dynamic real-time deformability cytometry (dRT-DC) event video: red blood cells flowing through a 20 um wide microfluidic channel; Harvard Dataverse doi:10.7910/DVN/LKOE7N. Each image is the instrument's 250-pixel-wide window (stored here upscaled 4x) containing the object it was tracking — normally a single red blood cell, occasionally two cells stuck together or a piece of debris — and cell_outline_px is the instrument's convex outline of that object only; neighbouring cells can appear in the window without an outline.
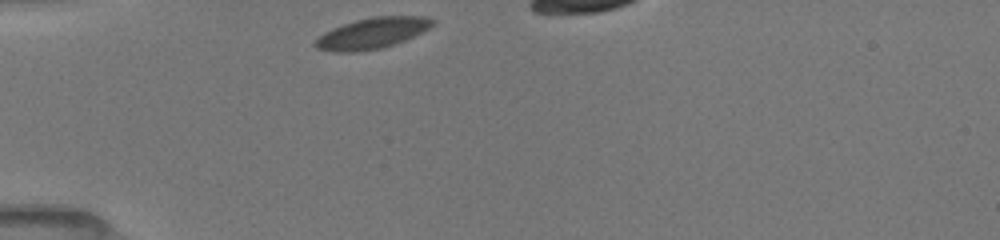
{"species": "common noctule bat (a hibernating species)", "species_latin": "Nyctalus noctula", "temperature_condition": "room temperature", "stored_images_in_passage": 23, "camera_frame_rate_fps": 3000, "um_per_image_px": 0.085, "animal": {"sex": "female", "body_mass_g": 19.5, "forearm_length_mm": 54.1}, "frame": {"image": 1, "passage_image": 1, "time_ms": 0.0, "image_size_px": [1000, 240], "cell_outline_px": [[436, 20], [428, 28], [404, 40], [380, 48], [356, 52], [332, 52], [316, 48], [312, 44], [324, 32], [332, 28], [356, 20], [372, 16], [428, 16]], "centroid_in_image_um": [31.59, 2.82], "position_along_channel_um": 53.4, "area_um2": 20.92}}
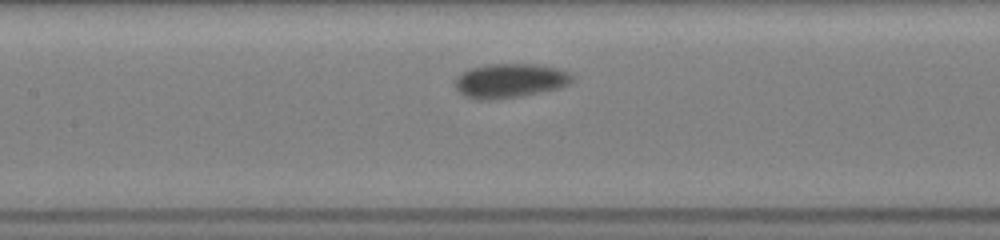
{"frame": {"image": 2, "passage_image": 17, "time_ms": 3.333, "image_size_px": [1000, 240], "cell_outline_px": [[572, 80], [568, 84], [560, 88], [496, 100], [476, 100], [464, 96], [456, 88], [456, 80], [464, 72], [472, 68], [488, 64], [536, 64], [556, 68], [568, 72], [572, 76]], "centroid_in_image_um": [43.34, 6.87], "position_along_channel_um": 164.1, "area_um2": 23.06}}
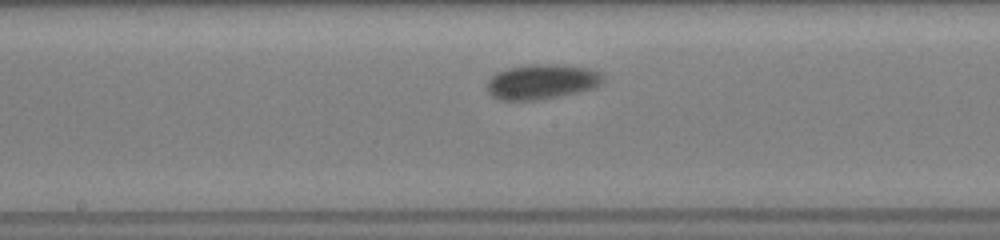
{"frame": {"image": 3, "passage_image": 22, "time_ms": 4.333, "image_size_px": [1000, 240], "cell_outline_px": [[604, 80], [596, 88], [560, 96], [536, 100], [500, 100], [492, 96], [488, 92], [488, 80], [496, 72], [508, 68], [528, 64], [556, 64], [588, 68], [600, 72], [604, 76]], "centroid_in_image_um": [46.07, 6.94], "position_along_channel_um": 202.1, "area_um2": 23.76}}